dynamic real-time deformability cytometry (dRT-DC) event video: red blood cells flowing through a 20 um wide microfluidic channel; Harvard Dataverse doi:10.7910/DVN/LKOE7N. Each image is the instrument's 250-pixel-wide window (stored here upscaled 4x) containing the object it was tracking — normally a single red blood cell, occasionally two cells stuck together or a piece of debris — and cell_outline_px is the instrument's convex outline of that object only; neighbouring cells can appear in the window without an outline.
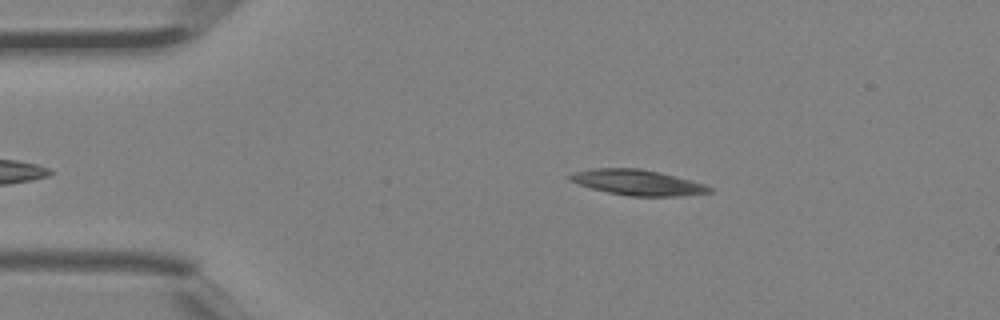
{"species": "Egyptian fruit bat (a non-hibernating species)", "species_latin": "Rousettus aegyptiacus", "temperature_condition": "room temperature", "stored_images_in_passage": 4, "camera_frame_rate_fps": 3000, "um_per_image_px": 0.085, "animal": {"sex": "female"}, "frame": {"image": 1, "passage_image": 4, "time_ms": 1.0, "image_size_px": [1000, 320], "cell_outline_px": [[712, 192], [684, 196], [628, 196], [608, 192], [592, 188], [568, 180], [568, 176], [576, 172], [592, 168], [636, 168], [656, 172], [704, 184], [712, 188]], "centroid_in_image_um": [54.17, 15.52], "position_along_channel_um": 30.8, "area_um2": 20.29}}